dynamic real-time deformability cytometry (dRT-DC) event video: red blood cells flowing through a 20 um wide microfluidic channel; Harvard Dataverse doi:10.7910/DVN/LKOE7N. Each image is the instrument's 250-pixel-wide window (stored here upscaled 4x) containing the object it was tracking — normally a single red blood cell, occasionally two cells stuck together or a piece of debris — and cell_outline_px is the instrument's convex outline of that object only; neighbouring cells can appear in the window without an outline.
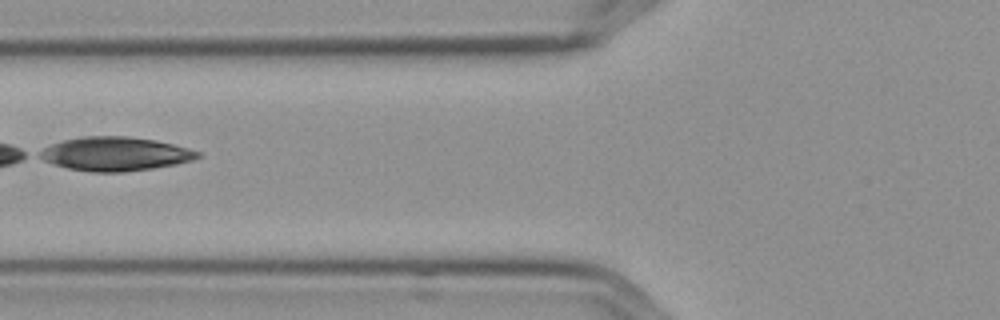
{"species": "Egyptian fruit bat (a non-hibernating species)", "species_latin": "Rousettus aegyptiacus", "temperature_condition": "cold", "stored_images_in_passage": 6, "camera_frame_rate_fps": 3000, "um_per_image_px": 0.085, "frame": {"image": 1, "passage_image": 6, "time_ms": 1.667, "image_size_px": [1000, 320], "cell_outline_px": [[200, 156], [192, 160], [176, 164], [152, 168], [124, 172], [92, 172], [68, 168], [44, 160], [36, 156], [36, 152], [52, 144], [64, 140], [80, 136], [128, 136], [156, 140], [188, 148], [200, 152]], "centroid_in_image_um": [9.77, 13.07], "position_along_channel_um": 116.0, "area_um2": 31.1}}